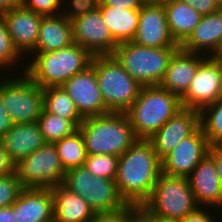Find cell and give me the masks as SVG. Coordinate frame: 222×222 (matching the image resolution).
Returning a JSON list of instances; mask_svg holds the SVG:
<instances>
[{
  "mask_svg": "<svg viewBox=\"0 0 222 222\" xmlns=\"http://www.w3.org/2000/svg\"><path fill=\"white\" fill-rule=\"evenodd\" d=\"M78 129L87 155L121 156L137 141L127 115L121 112L84 118Z\"/></svg>",
  "mask_w": 222,
  "mask_h": 222,
  "instance_id": "3957f363",
  "label": "cell"
},
{
  "mask_svg": "<svg viewBox=\"0 0 222 222\" xmlns=\"http://www.w3.org/2000/svg\"><path fill=\"white\" fill-rule=\"evenodd\" d=\"M0 142L15 165L46 144L37 121L12 124Z\"/></svg>",
  "mask_w": 222,
  "mask_h": 222,
  "instance_id": "44dd1931",
  "label": "cell"
},
{
  "mask_svg": "<svg viewBox=\"0 0 222 222\" xmlns=\"http://www.w3.org/2000/svg\"><path fill=\"white\" fill-rule=\"evenodd\" d=\"M73 43L72 23L62 14L43 16L35 49L31 53L57 51Z\"/></svg>",
  "mask_w": 222,
  "mask_h": 222,
  "instance_id": "cb8c5ba5",
  "label": "cell"
},
{
  "mask_svg": "<svg viewBox=\"0 0 222 222\" xmlns=\"http://www.w3.org/2000/svg\"><path fill=\"white\" fill-rule=\"evenodd\" d=\"M71 23L73 42L81 45L92 56L112 55L119 45L113 39L99 8L72 20Z\"/></svg>",
  "mask_w": 222,
  "mask_h": 222,
  "instance_id": "7c38bea8",
  "label": "cell"
},
{
  "mask_svg": "<svg viewBox=\"0 0 222 222\" xmlns=\"http://www.w3.org/2000/svg\"><path fill=\"white\" fill-rule=\"evenodd\" d=\"M54 145L65 172L84 166L87 154L79 129L55 142Z\"/></svg>",
  "mask_w": 222,
  "mask_h": 222,
  "instance_id": "83f0119b",
  "label": "cell"
},
{
  "mask_svg": "<svg viewBox=\"0 0 222 222\" xmlns=\"http://www.w3.org/2000/svg\"><path fill=\"white\" fill-rule=\"evenodd\" d=\"M167 23L174 40L181 45L200 23L202 15L190 5L179 0L164 4Z\"/></svg>",
  "mask_w": 222,
  "mask_h": 222,
  "instance_id": "d4e9b609",
  "label": "cell"
},
{
  "mask_svg": "<svg viewBox=\"0 0 222 222\" xmlns=\"http://www.w3.org/2000/svg\"><path fill=\"white\" fill-rule=\"evenodd\" d=\"M222 97V60L206 56L198 65L186 94L181 98L183 108L201 111Z\"/></svg>",
  "mask_w": 222,
  "mask_h": 222,
  "instance_id": "8fae6325",
  "label": "cell"
},
{
  "mask_svg": "<svg viewBox=\"0 0 222 222\" xmlns=\"http://www.w3.org/2000/svg\"><path fill=\"white\" fill-rule=\"evenodd\" d=\"M63 184L83 198L95 213L117 211L126 205L115 180L93 176L86 166L67 171Z\"/></svg>",
  "mask_w": 222,
  "mask_h": 222,
  "instance_id": "9c48e42d",
  "label": "cell"
},
{
  "mask_svg": "<svg viewBox=\"0 0 222 222\" xmlns=\"http://www.w3.org/2000/svg\"><path fill=\"white\" fill-rule=\"evenodd\" d=\"M30 54L34 55L31 56L33 60L29 61L24 72L42 89L62 86L90 66L93 58L85 48L74 42L57 51Z\"/></svg>",
  "mask_w": 222,
  "mask_h": 222,
  "instance_id": "7a4b0ae2",
  "label": "cell"
},
{
  "mask_svg": "<svg viewBox=\"0 0 222 222\" xmlns=\"http://www.w3.org/2000/svg\"><path fill=\"white\" fill-rule=\"evenodd\" d=\"M63 0H23L22 5L42 16H54L60 14ZM59 10V11H58Z\"/></svg>",
  "mask_w": 222,
  "mask_h": 222,
  "instance_id": "836d02e7",
  "label": "cell"
},
{
  "mask_svg": "<svg viewBox=\"0 0 222 222\" xmlns=\"http://www.w3.org/2000/svg\"><path fill=\"white\" fill-rule=\"evenodd\" d=\"M158 218L180 221L199 206L187 177L159 175L149 198L142 204Z\"/></svg>",
  "mask_w": 222,
  "mask_h": 222,
  "instance_id": "52a82bcc",
  "label": "cell"
},
{
  "mask_svg": "<svg viewBox=\"0 0 222 222\" xmlns=\"http://www.w3.org/2000/svg\"><path fill=\"white\" fill-rule=\"evenodd\" d=\"M200 127L210 145H222V97L200 111Z\"/></svg>",
  "mask_w": 222,
  "mask_h": 222,
  "instance_id": "f546056e",
  "label": "cell"
},
{
  "mask_svg": "<svg viewBox=\"0 0 222 222\" xmlns=\"http://www.w3.org/2000/svg\"><path fill=\"white\" fill-rule=\"evenodd\" d=\"M187 178L199 207H222V185L209 155L201 160Z\"/></svg>",
  "mask_w": 222,
  "mask_h": 222,
  "instance_id": "d6986e66",
  "label": "cell"
},
{
  "mask_svg": "<svg viewBox=\"0 0 222 222\" xmlns=\"http://www.w3.org/2000/svg\"><path fill=\"white\" fill-rule=\"evenodd\" d=\"M156 222H180V221H178V220H167V219H162V218L156 217Z\"/></svg>",
  "mask_w": 222,
  "mask_h": 222,
  "instance_id": "c3c4849f",
  "label": "cell"
},
{
  "mask_svg": "<svg viewBox=\"0 0 222 222\" xmlns=\"http://www.w3.org/2000/svg\"><path fill=\"white\" fill-rule=\"evenodd\" d=\"M12 124L13 123L10 120L9 114L6 112L5 106L2 102V97L0 93V140L11 128Z\"/></svg>",
  "mask_w": 222,
  "mask_h": 222,
  "instance_id": "7bdbcfd3",
  "label": "cell"
},
{
  "mask_svg": "<svg viewBox=\"0 0 222 222\" xmlns=\"http://www.w3.org/2000/svg\"><path fill=\"white\" fill-rule=\"evenodd\" d=\"M133 42L143 47H180L170 33L163 5L144 4L139 9L138 29Z\"/></svg>",
  "mask_w": 222,
  "mask_h": 222,
  "instance_id": "9a60e30c",
  "label": "cell"
},
{
  "mask_svg": "<svg viewBox=\"0 0 222 222\" xmlns=\"http://www.w3.org/2000/svg\"><path fill=\"white\" fill-rule=\"evenodd\" d=\"M23 0H0V15L6 11L22 5Z\"/></svg>",
  "mask_w": 222,
  "mask_h": 222,
  "instance_id": "f6af8a7d",
  "label": "cell"
},
{
  "mask_svg": "<svg viewBox=\"0 0 222 222\" xmlns=\"http://www.w3.org/2000/svg\"><path fill=\"white\" fill-rule=\"evenodd\" d=\"M43 108L46 112L71 120L77 127L83 121L74 102L62 86L43 89Z\"/></svg>",
  "mask_w": 222,
  "mask_h": 222,
  "instance_id": "4316f807",
  "label": "cell"
},
{
  "mask_svg": "<svg viewBox=\"0 0 222 222\" xmlns=\"http://www.w3.org/2000/svg\"><path fill=\"white\" fill-rule=\"evenodd\" d=\"M212 57L218 60H222V40L220 42L219 48Z\"/></svg>",
  "mask_w": 222,
  "mask_h": 222,
  "instance_id": "7dc6e473",
  "label": "cell"
},
{
  "mask_svg": "<svg viewBox=\"0 0 222 222\" xmlns=\"http://www.w3.org/2000/svg\"><path fill=\"white\" fill-rule=\"evenodd\" d=\"M143 5V0H103L99 3V6L119 7L126 9H140Z\"/></svg>",
  "mask_w": 222,
  "mask_h": 222,
  "instance_id": "ab89813d",
  "label": "cell"
},
{
  "mask_svg": "<svg viewBox=\"0 0 222 222\" xmlns=\"http://www.w3.org/2000/svg\"><path fill=\"white\" fill-rule=\"evenodd\" d=\"M62 87L74 102L83 119L109 113L92 65L74 75Z\"/></svg>",
  "mask_w": 222,
  "mask_h": 222,
  "instance_id": "5bb4252c",
  "label": "cell"
},
{
  "mask_svg": "<svg viewBox=\"0 0 222 222\" xmlns=\"http://www.w3.org/2000/svg\"><path fill=\"white\" fill-rule=\"evenodd\" d=\"M113 39L118 43L133 41L139 22V9L99 6Z\"/></svg>",
  "mask_w": 222,
  "mask_h": 222,
  "instance_id": "484cf974",
  "label": "cell"
},
{
  "mask_svg": "<svg viewBox=\"0 0 222 222\" xmlns=\"http://www.w3.org/2000/svg\"><path fill=\"white\" fill-rule=\"evenodd\" d=\"M99 3L97 0H69L68 4L64 5L68 6L67 10L69 6L70 9L68 11L65 9V12L61 11V14L69 21H72L96 10L99 7Z\"/></svg>",
  "mask_w": 222,
  "mask_h": 222,
  "instance_id": "e575fe53",
  "label": "cell"
},
{
  "mask_svg": "<svg viewBox=\"0 0 222 222\" xmlns=\"http://www.w3.org/2000/svg\"><path fill=\"white\" fill-rule=\"evenodd\" d=\"M118 159L119 156L109 154L87 155L84 166H86L93 176L115 180Z\"/></svg>",
  "mask_w": 222,
  "mask_h": 222,
  "instance_id": "4dcf8cb0",
  "label": "cell"
},
{
  "mask_svg": "<svg viewBox=\"0 0 222 222\" xmlns=\"http://www.w3.org/2000/svg\"><path fill=\"white\" fill-rule=\"evenodd\" d=\"M90 222H127V204L111 212H98Z\"/></svg>",
  "mask_w": 222,
  "mask_h": 222,
  "instance_id": "74e56055",
  "label": "cell"
},
{
  "mask_svg": "<svg viewBox=\"0 0 222 222\" xmlns=\"http://www.w3.org/2000/svg\"><path fill=\"white\" fill-rule=\"evenodd\" d=\"M210 144L201 127L183 139L162 160V173L169 176L188 177L209 152Z\"/></svg>",
  "mask_w": 222,
  "mask_h": 222,
  "instance_id": "4fadbf2b",
  "label": "cell"
},
{
  "mask_svg": "<svg viewBox=\"0 0 222 222\" xmlns=\"http://www.w3.org/2000/svg\"><path fill=\"white\" fill-rule=\"evenodd\" d=\"M14 47L23 56L36 46L42 15L26 9L23 5L13 7L1 14Z\"/></svg>",
  "mask_w": 222,
  "mask_h": 222,
  "instance_id": "e0dca14e",
  "label": "cell"
},
{
  "mask_svg": "<svg viewBox=\"0 0 222 222\" xmlns=\"http://www.w3.org/2000/svg\"><path fill=\"white\" fill-rule=\"evenodd\" d=\"M199 127L200 112L182 108L148 140L152 143L157 156L162 160Z\"/></svg>",
  "mask_w": 222,
  "mask_h": 222,
  "instance_id": "2e32d148",
  "label": "cell"
},
{
  "mask_svg": "<svg viewBox=\"0 0 222 222\" xmlns=\"http://www.w3.org/2000/svg\"><path fill=\"white\" fill-rule=\"evenodd\" d=\"M182 108L173 93L160 86H143L125 114L136 138L148 140Z\"/></svg>",
  "mask_w": 222,
  "mask_h": 222,
  "instance_id": "277c9868",
  "label": "cell"
},
{
  "mask_svg": "<svg viewBox=\"0 0 222 222\" xmlns=\"http://www.w3.org/2000/svg\"><path fill=\"white\" fill-rule=\"evenodd\" d=\"M46 143L54 144L72 134L78 127L69 119L42 110L37 121Z\"/></svg>",
  "mask_w": 222,
  "mask_h": 222,
  "instance_id": "f1b7e54d",
  "label": "cell"
},
{
  "mask_svg": "<svg viewBox=\"0 0 222 222\" xmlns=\"http://www.w3.org/2000/svg\"><path fill=\"white\" fill-rule=\"evenodd\" d=\"M15 170L16 165L13 163L9 153L4 149L3 144L0 142V177L11 175Z\"/></svg>",
  "mask_w": 222,
  "mask_h": 222,
  "instance_id": "f35d334b",
  "label": "cell"
},
{
  "mask_svg": "<svg viewBox=\"0 0 222 222\" xmlns=\"http://www.w3.org/2000/svg\"><path fill=\"white\" fill-rule=\"evenodd\" d=\"M180 47H143L133 41L119 44L112 56L142 86H159L173 54Z\"/></svg>",
  "mask_w": 222,
  "mask_h": 222,
  "instance_id": "5b68a950",
  "label": "cell"
},
{
  "mask_svg": "<svg viewBox=\"0 0 222 222\" xmlns=\"http://www.w3.org/2000/svg\"><path fill=\"white\" fill-rule=\"evenodd\" d=\"M23 188H53L62 184L64 171L54 144L46 143L16 165Z\"/></svg>",
  "mask_w": 222,
  "mask_h": 222,
  "instance_id": "30bf717a",
  "label": "cell"
},
{
  "mask_svg": "<svg viewBox=\"0 0 222 222\" xmlns=\"http://www.w3.org/2000/svg\"><path fill=\"white\" fill-rule=\"evenodd\" d=\"M53 196V222H90L95 212L89 204L63 183L51 188Z\"/></svg>",
  "mask_w": 222,
  "mask_h": 222,
  "instance_id": "603a6c76",
  "label": "cell"
},
{
  "mask_svg": "<svg viewBox=\"0 0 222 222\" xmlns=\"http://www.w3.org/2000/svg\"><path fill=\"white\" fill-rule=\"evenodd\" d=\"M170 0H143L144 4H155V5H164Z\"/></svg>",
  "mask_w": 222,
  "mask_h": 222,
  "instance_id": "bcb514c9",
  "label": "cell"
},
{
  "mask_svg": "<svg viewBox=\"0 0 222 222\" xmlns=\"http://www.w3.org/2000/svg\"><path fill=\"white\" fill-rule=\"evenodd\" d=\"M222 40V8L208 15H203L180 48L190 53H206L213 56ZM206 51V52H204ZM211 54V55H210Z\"/></svg>",
  "mask_w": 222,
  "mask_h": 222,
  "instance_id": "7402d4cb",
  "label": "cell"
},
{
  "mask_svg": "<svg viewBox=\"0 0 222 222\" xmlns=\"http://www.w3.org/2000/svg\"><path fill=\"white\" fill-rule=\"evenodd\" d=\"M16 222H53L54 207L49 188H23L11 205Z\"/></svg>",
  "mask_w": 222,
  "mask_h": 222,
  "instance_id": "ac0fdd59",
  "label": "cell"
},
{
  "mask_svg": "<svg viewBox=\"0 0 222 222\" xmlns=\"http://www.w3.org/2000/svg\"><path fill=\"white\" fill-rule=\"evenodd\" d=\"M127 222H156V216L143 205L127 204Z\"/></svg>",
  "mask_w": 222,
  "mask_h": 222,
  "instance_id": "d590c367",
  "label": "cell"
},
{
  "mask_svg": "<svg viewBox=\"0 0 222 222\" xmlns=\"http://www.w3.org/2000/svg\"><path fill=\"white\" fill-rule=\"evenodd\" d=\"M0 222H16L11 206L0 208Z\"/></svg>",
  "mask_w": 222,
  "mask_h": 222,
  "instance_id": "ee69618b",
  "label": "cell"
},
{
  "mask_svg": "<svg viewBox=\"0 0 222 222\" xmlns=\"http://www.w3.org/2000/svg\"><path fill=\"white\" fill-rule=\"evenodd\" d=\"M23 187L17 176V173L14 172L8 176L0 177V208L11 206L15 200L18 198Z\"/></svg>",
  "mask_w": 222,
  "mask_h": 222,
  "instance_id": "d6a6232c",
  "label": "cell"
},
{
  "mask_svg": "<svg viewBox=\"0 0 222 222\" xmlns=\"http://www.w3.org/2000/svg\"><path fill=\"white\" fill-rule=\"evenodd\" d=\"M91 65L95 69L106 109L125 113L138 98L143 86L112 55L93 56Z\"/></svg>",
  "mask_w": 222,
  "mask_h": 222,
  "instance_id": "8992f818",
  "label": "cell"
},
{
  "mask_svg": "<svg viewBox=\"0 0 222 222\" xmlns=\"http://www.w3.org/2000/svg\"><path fill=\"white\" fill-rule=\"evenodd\" d=\"M208 155L214 161L222 185V145H211Z\"/></svg>",
  "mask_w": 222,
  "mask_h": 222,
  "instance_id": "b9f144b4",
  "label": "cell"
},
{
  "mask_svg": "<svg viewBox=\"0 0 222 222\" xmlns=\"http://www.w3.org/2000/svg\"><path fill=\"white\" fill-rule=\"evenodd\" d=\"M201 207H198L194 212L187 214L180 222H215L214 215Z\"/></svg>",
  "mask_w": 222,
  "mask_h": 222,
  "instance_id": "60d3db41",
  "label": "cell"
},
{
  "mask_svg": "<svg viewBox=\"0 0 222 222\" xmlns=\"http://www.w3.org/2000/svg\"><path fill=\"white\" fill-rule=\"evenodd\" d=\"M179 1L190 5L202 16L216 12L222 8L221 0H179Z\"/></svg>",
  "mask_w": 222,
  "mask_h": 222,
  "instance_id": "8d00e7d4",
  "label": "cell"
},
{
  "mask_svg": "<svg viewBox=\"0 0 222 222\" xmlns=\"http://www.w3.org/2000/svg\"><path fill=\"white\" fill-rule=\"evenodd\" d=\"M21 54L14 47L6 23L0 15V68L15 66L21 59Z\"/></svg>",
  "mask_w": 222,
  "mask_h": 222,
  "instance_id": "1f68e13d",
  "label": "cell"
},
{
  "mask_svg": "<svg viewBox=\"0 0 222 222\" xmlns=\"http://www.w3.org/2000/svg\"><path fill=\"white\" fill-rule=\"evenodd\" d=\"M15 78L0 81V93L6 112L13 124L39 120L43 108V89L24 71Z\"/></svg>",
  "mask_w": 222,
  "mask_h": 222,
  "instance_id": "ba28073f",
  "label": "cell"
},
{
  "mask_svg": "<svg viewBox=\"0 0 222 222\" xmlns=\"http://www.w3.org/2000/svg\"><path fill=\"white\" fill-rule=\"evenodd\" d=\"M205 58L203 54L190 53L179 48L171 57L165 76L159 86L181 99L186 94L198 65Z\"/></svg>",
  "mask_w": 222,
  "mask_h": 222,
  "instance_id": "ffe728a7",
  "label": "cell"
},
{
  "mask_svg": "<svg viewBox=\"0 0 222 222\" xmlns=\"http://www.w3.org/2000/svg\"><path fill=\"white\" fill-rule=\"evenodd\" d=\"M162 173L161 159L149 140L137 139L118 159L116 186L126 204L142 205Z\"/></svg>",
  "mask_w": 222,
  "mask_h": 222,
  "instance_id": "6da1fadb",
  "label": "cell"
}]
</instances>
